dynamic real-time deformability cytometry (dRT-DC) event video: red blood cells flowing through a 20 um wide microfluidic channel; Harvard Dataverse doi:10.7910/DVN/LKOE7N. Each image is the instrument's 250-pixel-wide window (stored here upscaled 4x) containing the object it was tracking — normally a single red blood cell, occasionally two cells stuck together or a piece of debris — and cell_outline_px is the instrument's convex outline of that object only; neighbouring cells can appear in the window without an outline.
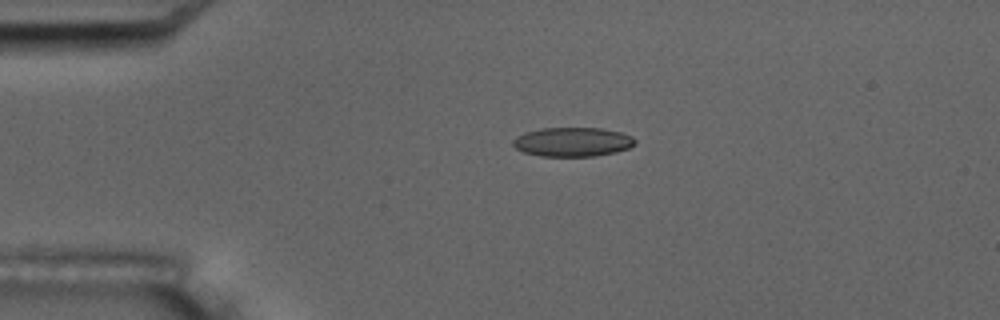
{"species": "common noctule bat (a hibernating species)", "species_latin": "Nyctalus noctula", "temperature_condition": "room temperature", "stored_images_in_passage": 4, "camera_frame_rate_fps": 3000, "um_per_image_px": 0.085, "animal": {"sex": "male", "body_mass_g": 17.5, "forearm_length_mm": 52.3}, "frame": {"image": 1, "passage_image": 3, "time_ms": 3.0, "image_size_px": [1000, 320], "cell_outline_px": [[636, 144], [628, 148], [616, 152], [596, 156], [540, 156], [524, 152], [516, 148], [512, 144], [512, 140], [516, 136], [524, 132], [540, 128], [600, 128], [620, 132], [632, 136], [636, 140]], "centroid_in_image_um": [48.66, 12.06], "position_along_channel_um": 36.3, "area_um2": 20.87}}